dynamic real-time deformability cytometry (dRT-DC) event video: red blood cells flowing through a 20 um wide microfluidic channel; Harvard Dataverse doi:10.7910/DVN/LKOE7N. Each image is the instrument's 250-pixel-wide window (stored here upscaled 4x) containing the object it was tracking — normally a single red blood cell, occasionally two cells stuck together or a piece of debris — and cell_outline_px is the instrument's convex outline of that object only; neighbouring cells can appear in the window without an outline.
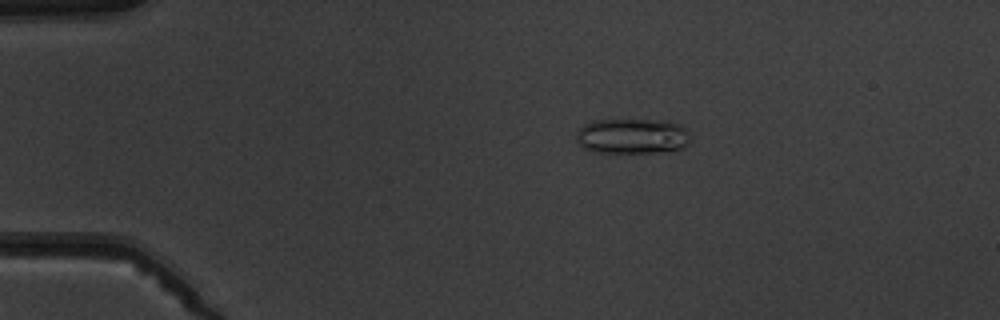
{"species": "common noctule bat (a hibernating species)", "species_latin": "Nyctalus noctula", "temperature_condition": "warm", "stored_images_in_passage": 5, "camera_frame_rate_fps": 3000, "um_per_image_px": 0.085, "animal": {"sex": "male", "body_mass_g": 19.5, "forearm_length_mm": 54.6}, "frame": {"image": 1, "passage_image": 3, "time_ms": 3.333, "image_size_px": [1000, 320], "cell_outline_px": [[688, 144], [684, 148], [656, 152], [596, 152], [584, 148], [576, 140], [576, 132], [584, 124], [592, 120], [668, 120], [680, 124], [688, 132]], "centroid_in_image_um": [53.73, 11.56], "position_along_channel_um": 31.3, "area_um2": 23.47}}